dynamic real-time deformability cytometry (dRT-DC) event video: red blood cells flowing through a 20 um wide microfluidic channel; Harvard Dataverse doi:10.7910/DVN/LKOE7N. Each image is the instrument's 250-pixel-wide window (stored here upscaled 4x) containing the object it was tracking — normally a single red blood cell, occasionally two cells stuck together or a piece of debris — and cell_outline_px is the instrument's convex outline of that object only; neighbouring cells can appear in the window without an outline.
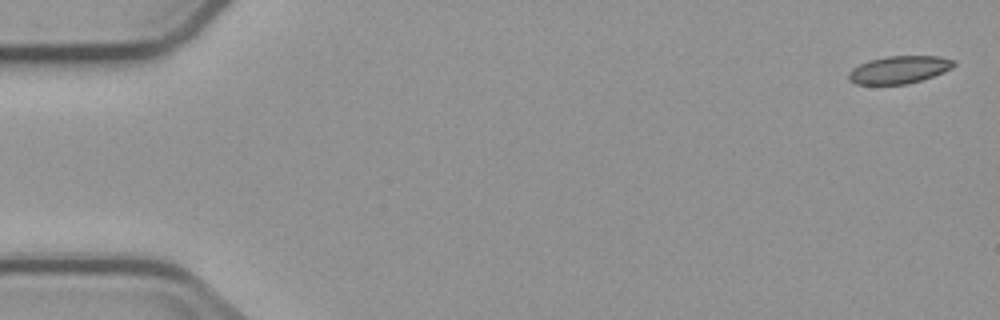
{"species": "common noctule bat (a hibernating species)", "species_latin": "Nyctalus noctula", "temperature_condition": "cold", "stored_images_in_passage": 4, "camera_frame_rate_fps": 3000, "um_per_image_px": 0.085, "animal": {"sex": "male", "body_mass_g": 23.1, "forearm_length_mm": 52.7}, "frame": {"image": 1, "passage_image": 1, "time_ms": 0.0, "image_size_px": [1000, 320], "cell_outline_px": [[956, 64], [952, 68], [932, 76], [908, 84], [856, 84], [848, 80], [848, 72], [852, 68], [868, 60], [888, 56], [940, 56], [956, 60]], "centroid_in_image_um": [76.42, 5.91], "position_along_channel_um": 8.6, "area_um2": 16.94}}